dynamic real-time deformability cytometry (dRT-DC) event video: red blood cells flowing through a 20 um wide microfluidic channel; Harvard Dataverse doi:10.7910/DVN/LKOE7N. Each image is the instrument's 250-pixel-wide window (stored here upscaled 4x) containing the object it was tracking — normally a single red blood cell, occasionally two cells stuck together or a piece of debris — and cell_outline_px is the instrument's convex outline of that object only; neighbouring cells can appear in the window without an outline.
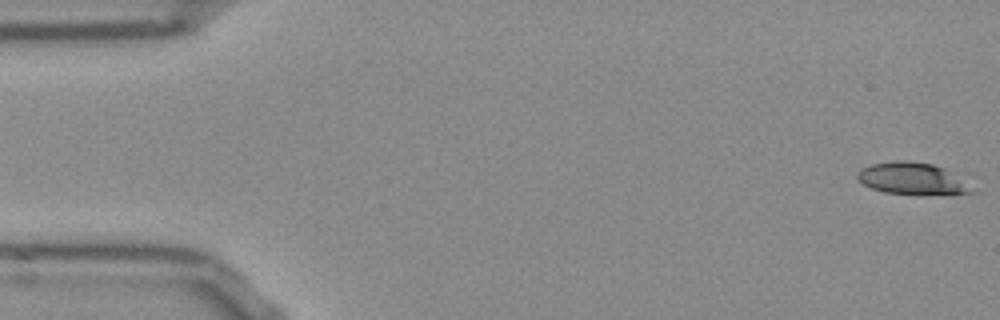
{"species": "Egyptian fruit bat (a non-hibernating species)", "species_latin": "Rousettus aegyptiacus", "temperature_condition": "room temperature", "stored_images_in_passage": 43, "camera_frame_rate_fps": 3000, "um_per_image_px": 0.085, "frame": {"image": 1, "passage_image": 1, "time_ms": 0.0, "image_size_px": [1000, 320], "cell_outline_px": [[972, 192], [920, 196], [884, 192], [872, 188], [856, 180], [856, 172], [860, 168], [872, 164], [892, 160], [908, 160], [932, 164], [944, 168], [960, 180]], "centroid_in_image_um": [77.38, 15.18], "position_along_channel_um": 7.6, "area_um2": 21.15}}
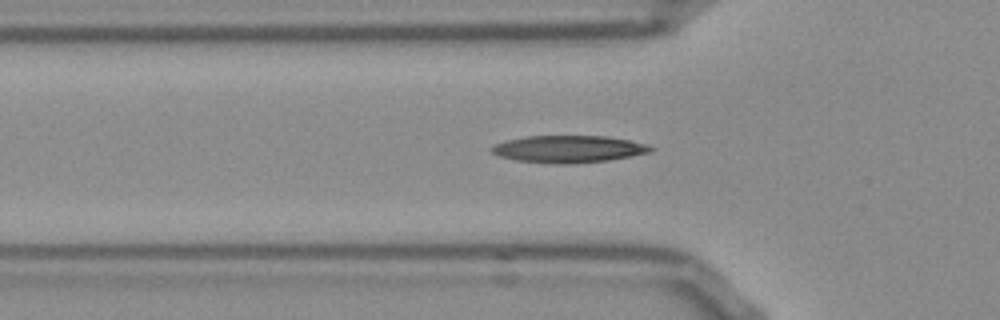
{"frame": {"image": 2, "passage_image": 17, "time_ms": 5.333, "image_size_px": [1000, 320], "cell_outline_px": [[656, 148], [648, 152], [608, 160], [572, 164], [556, 164], [516, 160], [496, 156], [488, 148], [496, 144], [508, 140], [528, 136], [608, 136], [648, 144]], "centroid_in_image_um": [48.3, 12.67], "position_along_channel_um": 77.5, "area_um2": 25.09}}
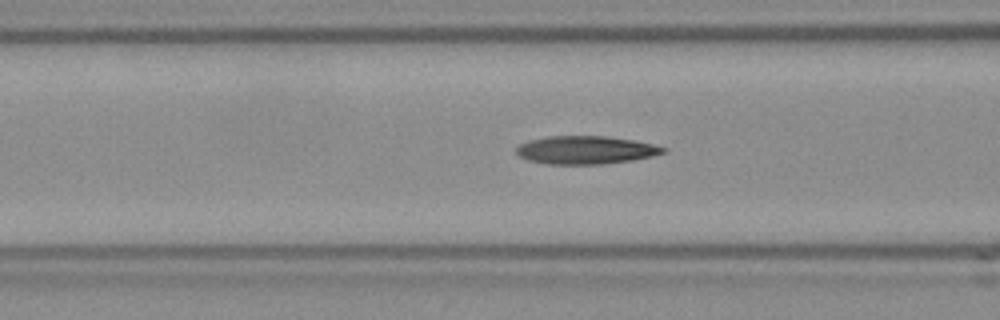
{"frame": {"image": 3, "passage_image": 20, "time_ms": 6.333, "image_size_px": [1000, 320], "cell_outline_px": [[668, 152], [652, 156], [632, 160], [604, 164], [548, 164], [528, 160], [520, 156], [516, 152], [516, 148], [520, 144], [528, 140], [548, 136], [604, 136], [632, 140], [652, 144], [668, 148]], "centroid_in_image_um": [49.8, 12.75], "position_along_channel_um": 116.8, "area_um2": 24.04}}